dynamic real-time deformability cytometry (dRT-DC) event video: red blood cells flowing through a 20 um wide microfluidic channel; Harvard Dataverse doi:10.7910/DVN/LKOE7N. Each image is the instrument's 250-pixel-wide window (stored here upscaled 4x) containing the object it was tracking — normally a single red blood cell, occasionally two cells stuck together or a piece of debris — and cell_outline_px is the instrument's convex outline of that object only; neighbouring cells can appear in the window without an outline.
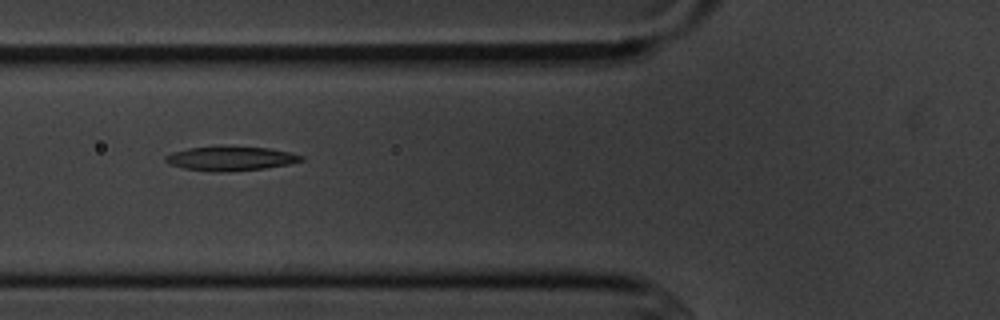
{"species": "common noctule bat (a hibernating species)", "species_latin": "Nyctalus noctula", "temperature_condition": "cold", "stored_images_in_passage": 9, "camera_frame_rate_fps": 3000, "um_per_image_px": 0.085, "animal": {"sex": "male", "body_mass_g": 20.1, "forearm_length_mm": 53.5}, "frame": {"image": 1, "passage_image": 6, "time_ms": 5.667, "image_size_px": [1000, 320], "cell_outline_px": [[304, 160], [288, 164], [264, 168], [228, 172], [212, 172], [184, 168], [168, 164], [164, 160], [164, 156], [172, 152], [188, 148], [216, 144], [228, 144], [268, 148], [288, 152], [304, 156]], "centroid_in_image_um": [19.54, 13.44], "position_along_channel_um": 106.3, "area_um2": 19.94}}
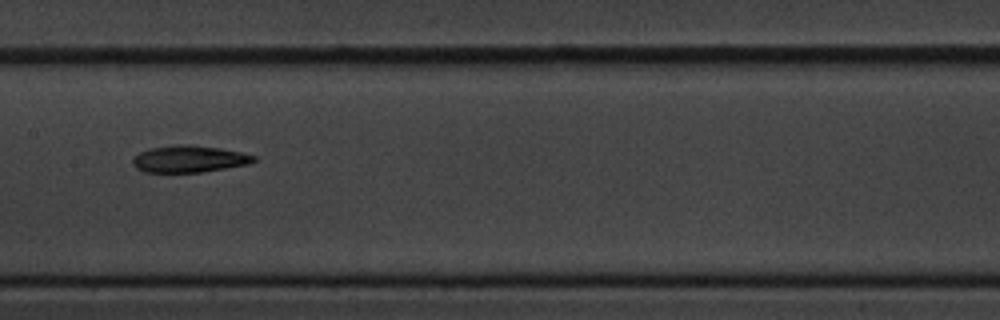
{"frame": {"image": 2, "passage_image": 8, "time_ms": 8.0, "image_size_px": [1000, 320], "cell_outline_px": [[256, 160], [248, 164], [200, 172], [144, 172], [136, 168], [132, 164], [132, 160], [140, 152], [148, 148], [176, 144], [192, 144], [220, 148], [240, 152], [256, 156]], "centroid_in_image_um": [16.05, 13.5], "position_along_channel_um": 191.4, "area_um2": 18.96}}
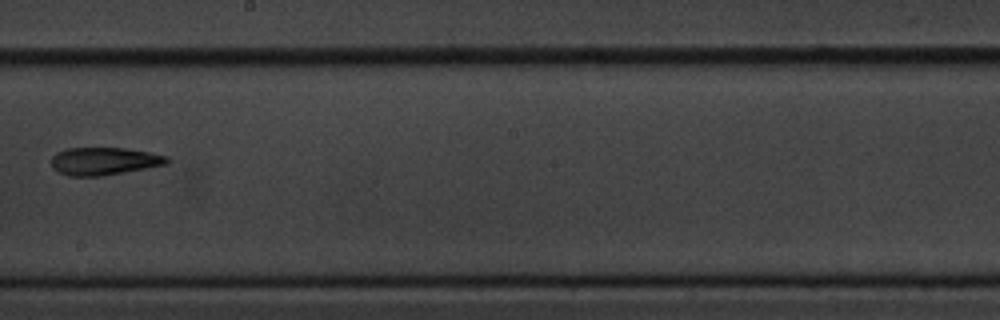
{"frame": {"image": 3, "passage_image": 9, "time_ms": 9.333, "image_size_px": [1000, 320], "cell_outline_px": [[168, 164], [104, 176], [68, 176], [52, 168], [52, 156], [56, 152], [68, 148], [124, 148], [148, 152], [168, 156]], "centroid_in_image_um": [8.84, 13.7], "position_along_channel_um": 239.4, "area_um2": 18.67}}